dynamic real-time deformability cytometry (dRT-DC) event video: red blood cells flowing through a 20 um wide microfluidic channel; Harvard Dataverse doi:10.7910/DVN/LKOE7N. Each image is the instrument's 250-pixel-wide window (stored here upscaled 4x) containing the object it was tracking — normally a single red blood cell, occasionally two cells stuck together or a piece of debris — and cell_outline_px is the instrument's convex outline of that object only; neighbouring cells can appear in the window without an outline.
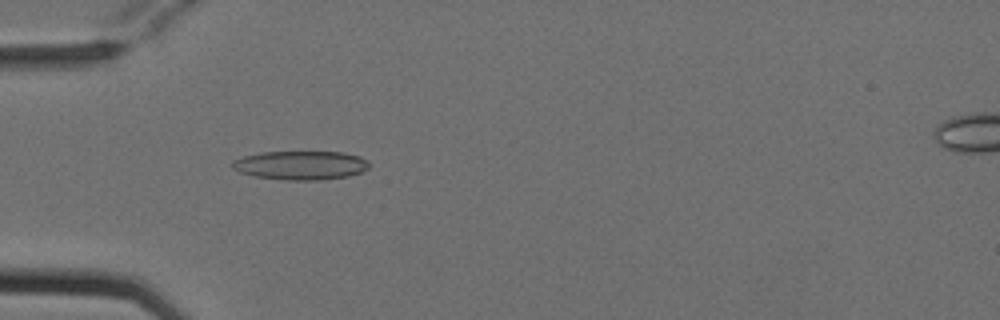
{"species": "Egyptian fruit bat (a non-hibernating species)", "species_latin": "Rousettus aegyptiacus", "temperature_condition": "cold", "stored_images_in_passage": 4, "camera_frame_rate_fps": 3000, "um_per_image_px": 0.085, "animal": {"sex": "female"}, "frame": {"image": 1, "passage_image": 3, "time_ms": 0.667, "image_size_px": [1000, 320], "cell_outline_px": [[372, 164], [368, 168], [360, 172], [348, 176], [320, 180], [288, 180], [252, 176], [240, 172], [232, 168], [232, 160], [244, 156], [260, 152], [344, 152], [360, 156], [368, 160]], "centroid_in_image_um": [25.57, 14.04], "position_along_channel_um": 59.4, "area_um2": 23.18}}